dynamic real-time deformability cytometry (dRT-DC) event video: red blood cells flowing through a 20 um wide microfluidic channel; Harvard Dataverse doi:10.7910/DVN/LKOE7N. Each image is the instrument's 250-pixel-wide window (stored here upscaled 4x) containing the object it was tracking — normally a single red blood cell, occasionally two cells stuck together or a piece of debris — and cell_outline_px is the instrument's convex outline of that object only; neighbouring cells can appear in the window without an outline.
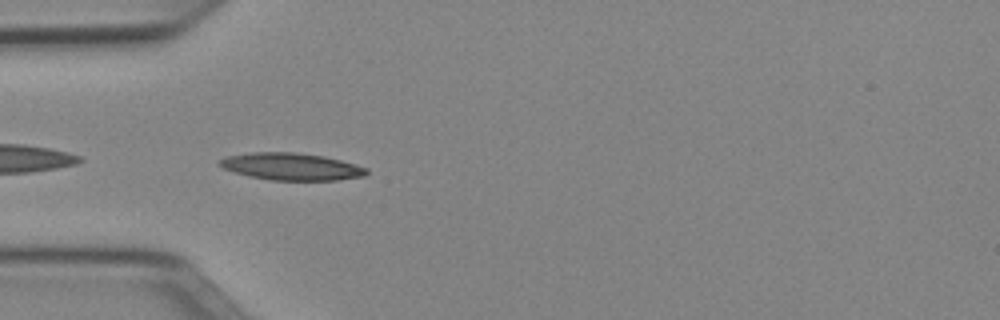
{"species": "Egyptian fruit bat (a non-hibernating species)", "species_latin": "Rousettus aegyptiacus", "temperature_condition": "cold", "stored_images_in_passage": 37, "camera_frame_rate_fps": 3000, "um_per_image_px": 0.085, "animal": {"sex": "female"}, "frame": {"image": 1, "passage_image": 2, "time_ms": 0.333, "image_size_px": [1000, 320], "cell_outline_px": [[368, 172], [364, 176], [336, 180], [268, 180], [248, 176], [224, 168], [216, 164], [216, 160], [224, 156], [252, 152], [296, 152], [324, 156], [356, 164], [368, 168]], "centroid_in_image_um": [24.72, 14.15], "position_along_channel_um": 60.3, "area_um2": 23.47}}
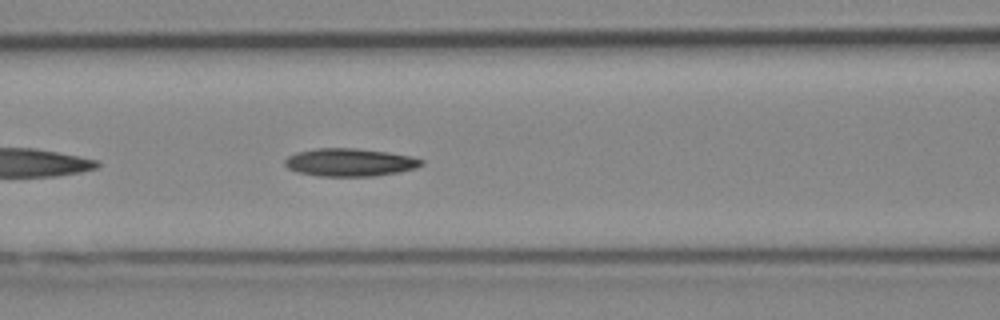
{"frame": {"image": 2, "passage_image": 8, "time_ms": 2.333, "image_size_px": [1000, 320], "cell_outline_px": [[424, 164], [416, 168], [396, 172], [372, 176], [320, 176], [296, 172], [288, 168], [284, 164], [284, 160], [288, 156], [296, 152], [316, 148], [356, 148], [388, 152], [412, 156], [424, 160]], "centroid_in_image_um": [29.72, 13.79], "position_along_channel_um": 136.9, "area_um2": 22.25}}
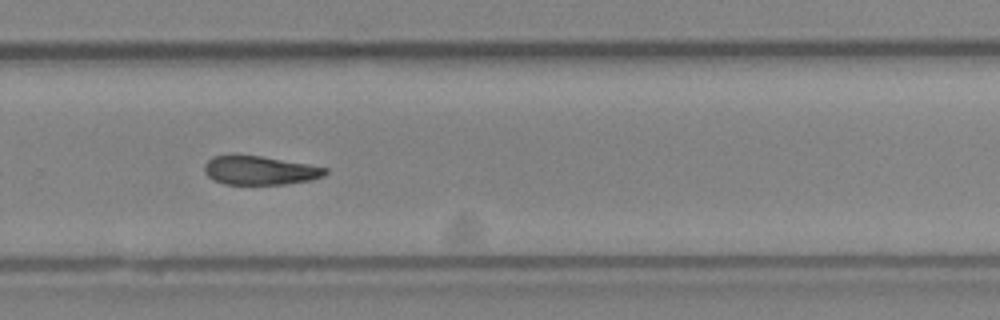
{"frame": {"image": 3, "passage_image": 21, "time_ms": 6.667, "image_size_px": [1000, 320], "cell_outline_px": [[328, 172], [324, 176], [308, 180], [284, 184], [224, 184], [212, 180], [204, 172], [204, 164], [212, 156], [232, 152], [260, 156], [308, 164], [328, 168]], "centroid_in_image_um": [22.0, 14.45], "position_along_channel_um": 307.8, "area_um2": 20.75}, "authors_computed_cell_mechanics": {"area_um2": 21.3282, "velocity_mm_per_s": 3.9699, "shape_relaxation_time_tau1_ms": 5.159, "shape_relaxation_time_tau2_ms": null, "deformation_change_tau1": 0.1507, "deformation_change_tau2": null}}